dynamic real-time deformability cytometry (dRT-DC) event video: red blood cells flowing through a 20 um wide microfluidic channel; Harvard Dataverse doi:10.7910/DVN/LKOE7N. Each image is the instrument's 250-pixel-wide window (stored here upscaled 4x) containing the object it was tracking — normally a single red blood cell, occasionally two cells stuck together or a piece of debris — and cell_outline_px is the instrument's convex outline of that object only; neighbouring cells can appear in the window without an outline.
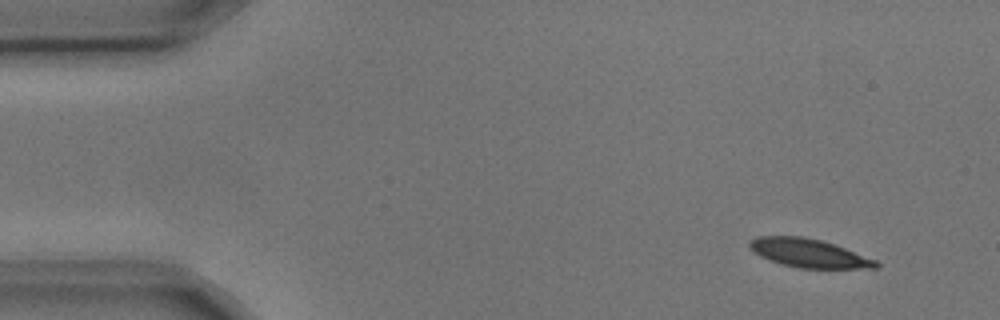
{"species": "common noctule bat (a hibernating species)", "species_latin": "Nyctalus noctula", "temperature_condition": "cold", "stored_images_in_passage": 3, "camera_frame_rate_fps": 3000, "um_per_image_px": 0.085, "animal": {"sex": "male", "body_mass_g": 17.9, "forearm_length_mm": 54.2}, "frame": {"image": 1, "passage_image": 1, "time_ms": 0.0, "image_size_px": [1000, 320], "cell_outline_px": [[880, 268], [800, 268], [780, 264], [760, 256], [748, 244], [748, 240], [756, 236], [804, 236], [820, 240], [844, 248], [876, 260], [880, 264]], "centroid_in_image_um": [68.73, 21.51], "position_along_channel_um": 16.3, "area_um2": 20.87}}
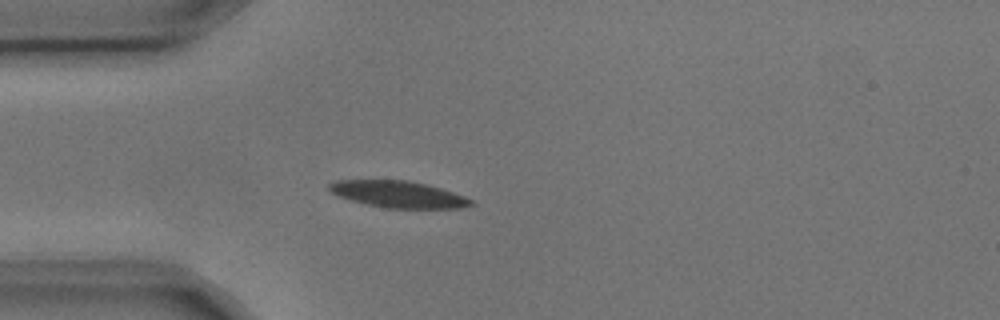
{"frame": {"image": 2, "passage_image": 3, "time_ms": 0.667, "image_size_px": [1000, 320], "cell_outline_px": [[476, 204], [460, 208], [384, 208], [352, 200], [340, 196], [332, 192], [328, 188], [328, 184], [336, 180], [408, 180], [428, 184], [464, 196], [472, 200]], "centroid_in_image_um": [33.88, 16.51], "position_along_channel_um": 51.1, "area_um2": 21.91}}